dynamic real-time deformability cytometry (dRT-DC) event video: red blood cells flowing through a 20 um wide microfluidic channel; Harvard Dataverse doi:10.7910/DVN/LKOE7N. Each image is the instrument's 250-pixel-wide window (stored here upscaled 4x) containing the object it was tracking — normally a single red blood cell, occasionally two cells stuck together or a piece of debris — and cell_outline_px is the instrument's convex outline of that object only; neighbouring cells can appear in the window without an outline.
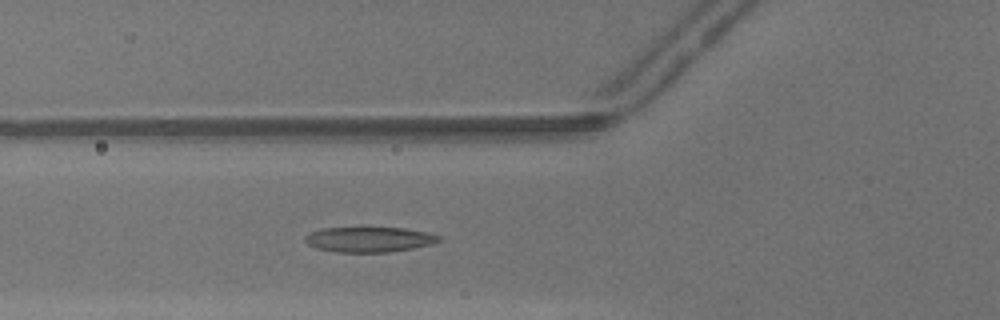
{"species": "common noctule bat (a hibernating species)", "species_latin": "Nyctalus noctula", "temperature_condition": "warm", "stored_images_in_passage": 42, "camera_frame_rate_fps": 3000, "um_per_image_px": 0.085, "animal": {"sex": "male", "body_mass_g": 13.3}, "frame": {"image": 1, "passage_image": 17, "time_ms": 5.333, "image_size_px": [1000, 320], "cell_outline_px": [[444, 240], [432, 244], [412, 248], [388, 252], [336, 252], [316, 248], [308, 244], [304, 240], [304, 236], [308, 232], [324, 228], [364, 224], [404, 228], [428, 232], [440, 236]], "centroid_in_image_um": [31.36, 20.29], "position_along_channel_um": 94.4, "area_um2": 20.87}}
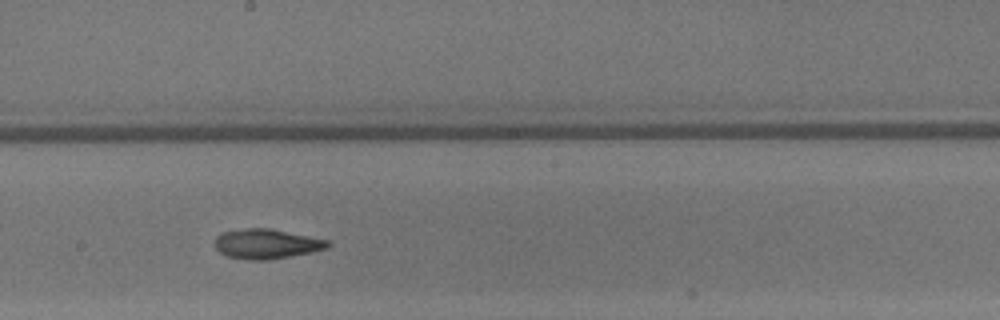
{"frame": {"image": 2, "passage_image": 26, "time_ms": 8.333, "image_size_px": [1000, 320], "cell_outline_px": [[332, 244], [328, 248], [268, 260], [252, 260], [224, 256], [216, 248], [216, 236], [220, 232], [248, 228], [268, 228], [328, 240]], "centroid_in_image_um": [22.62, 20.73], "position_along_channel_um": 225.6, "area_um2": 19.36}}
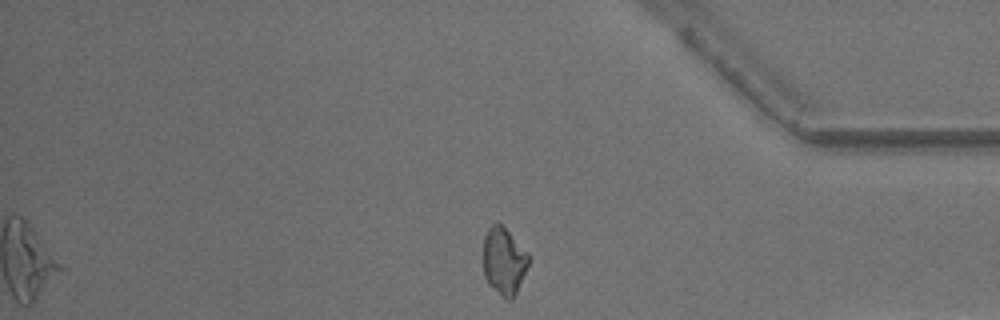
{"frame": {"image": 3, "passage_image": 39, "time_ms": 12.667, "image_size_px": [1000, 320], "cell_outline_px": [[528, 264], [516, 292], [512, 300], [508, 300], [488, 284], [484, 276], [484, 236], [488, 228], [496, 220], [528, 252]], "centroid_in_image_um": [42.81, 22.17], "position_along_channel_um": 392.4, "area_um2": 17.4}, "authors_computed_cell_mechanics": {"area_um2": 19.363, "velocity_mm_per_s": 4.3449, "shape_relaxation_time_tau1_ms": 8.0008, "shape_relaxation_time_tau2_ms": 2.8429, "deformation_change_tau1": 0.2281, "deformation_change_tau2": 0.0955}}